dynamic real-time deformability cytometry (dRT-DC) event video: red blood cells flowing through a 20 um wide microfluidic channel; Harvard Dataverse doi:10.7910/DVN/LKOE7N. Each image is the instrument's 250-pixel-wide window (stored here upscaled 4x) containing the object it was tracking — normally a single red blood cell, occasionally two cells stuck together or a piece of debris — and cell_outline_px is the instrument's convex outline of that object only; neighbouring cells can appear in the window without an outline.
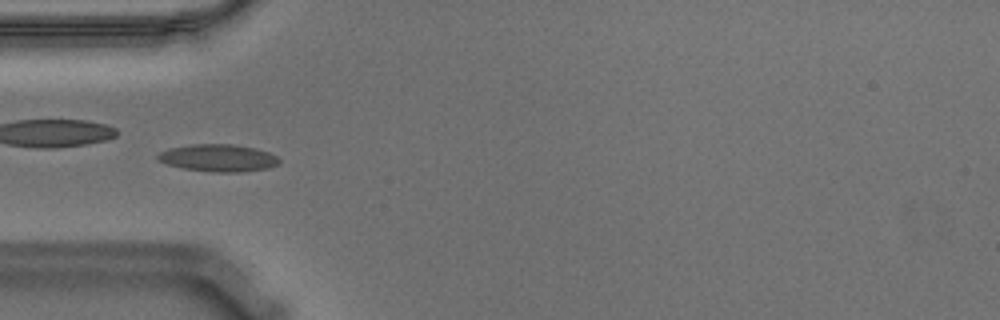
{"species": "Egyptian fruit bat (a non-hibernating species)", "species_latin": "Rousettus aegyptiacus", "temperature_condition": "warm", "stored_images_in_passage": 54, "camera_frame_rate_fps": 3000, "um_per_image_px": 0.085, "animal": {"sex": "male"}, "frame": {"image": 1, "passage_image": 16, "time_ms": 5.0, "image_size_px": [1000, 320], "cell_outline_px": [[280, 160], [276, 164], [268, 168], [240, 172], [212, 172], [184, 168], [168, 164], [156, 160], [156, 156], [160, 152], [168, 148], [192, 144], [232, 144], [256, 148], [268, 152], [276, 156]], "centroid_in_image_um": [18.52, 13.42], "position_along_channel_um": 66.5, "area_um2": 19.25}, "authors_computed_cell_mechanics": {"area_um2": 17.5423, "velocity_mm_per_s": 3.5501, "shape_relaxation_time_tau1_ms": 4.322, "shape_relaxation_time_tau2_ms": 1.6335, "deformation_change_tau1": 0.134, "deformation_change_tau2": 0.07}}